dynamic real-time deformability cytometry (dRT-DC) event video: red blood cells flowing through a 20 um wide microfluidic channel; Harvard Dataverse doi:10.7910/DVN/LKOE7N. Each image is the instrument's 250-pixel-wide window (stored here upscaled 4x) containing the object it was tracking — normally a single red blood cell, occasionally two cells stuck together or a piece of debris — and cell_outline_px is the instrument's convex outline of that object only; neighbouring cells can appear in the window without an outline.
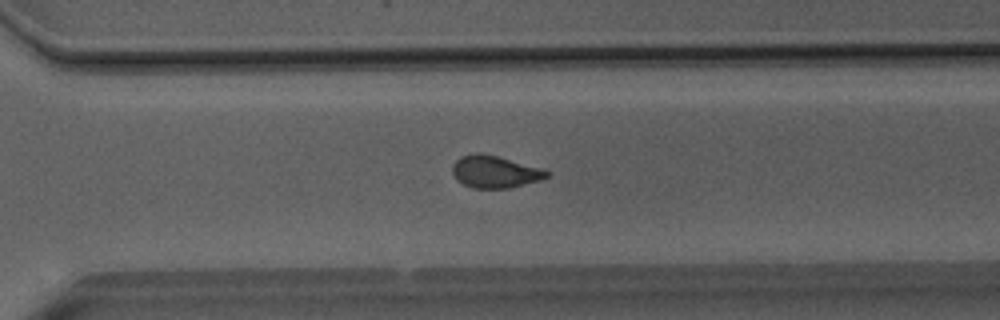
{"species": "Egyptian fruit bat (a non-hibernating species)", "species_latin": "Rousettus aegyptiacus", "temperature_condition": "room temperature", "stored_images_in_passage": 50, "camera_frame_rate_fps": 3000, "um_per_image_px": 0.085, "animal": {"sex": "male"}, "frame": {"image": 1, "passage_image": 35, "time_ms": 11.333, "image_size_px": [1000, 320], "cell_outline_px": [[552, 172], [548, 176], [540, 180], [508, 188], [472, 188], [456, 180], [452, 172], [452, 164], [460, 156], [476, 152], [480, 152], [544, 168]], "centroid_in_image_um": [42.06, 14.59], "position_along_channel_um": 328.5, "area_um2": 17.86}}
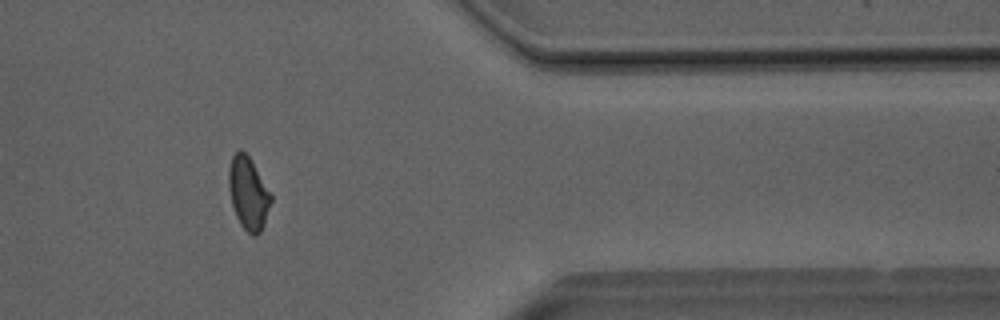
{"frame": {"image": 2, "passage_image": 41, "time_ms": 13.333, "image_size_px": [1000, 320], "cell_outline_px": [[272, 200], [264, 224], [260, 232], [256, 236], [252, 236], [240, 224], [236, 216], [232, 204], [228, 184], [228, 168], [232, 156], [240, 148], [248, 156], [272, 196]], "centroid_in_image_um": [21.09, 16.44], "position_along_channel_um": 390.3, "area_um2": 17.63}}
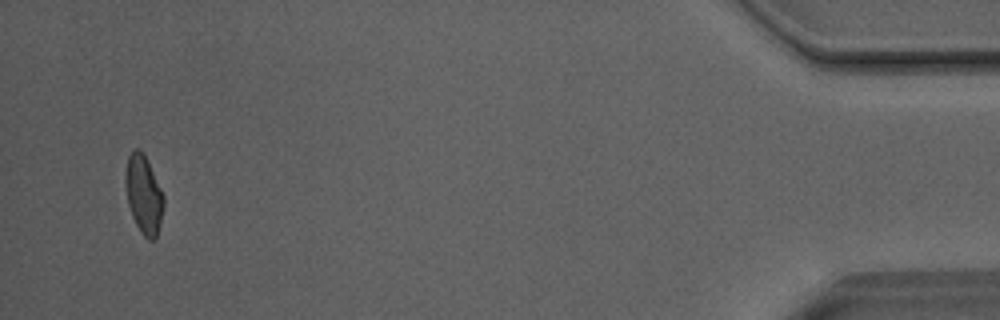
{"frame": {"image": 3, "passage_image": 48, "time_ms": 15.667, "image_size_px": [1000, 320], "cell_outline_px": [[164, 204], [160, 224], [156, 236], [152, 240], [148, 240], [140, 232], [132, 216], [128, 204], [124, 184], [124, 176], [128, 156], [136, 148], [140, 148], [144, 152], [164, 196]], "centroid_in_image_um": [12.2, 16.51], "position_along_channel_um": 423.0, "area_um2": 17.57}, "authors_computed_cell_mechanics": {"area_um2": 18.1492, "velocity_mm_per_s": 4.0639, "shape_relaxation_time_tau1_ms": null, "shape_relaxation_time_tau2_ms": 1.2673, "deformation_change_tau1": null, "deformation_change_tau2": 0.0585}}